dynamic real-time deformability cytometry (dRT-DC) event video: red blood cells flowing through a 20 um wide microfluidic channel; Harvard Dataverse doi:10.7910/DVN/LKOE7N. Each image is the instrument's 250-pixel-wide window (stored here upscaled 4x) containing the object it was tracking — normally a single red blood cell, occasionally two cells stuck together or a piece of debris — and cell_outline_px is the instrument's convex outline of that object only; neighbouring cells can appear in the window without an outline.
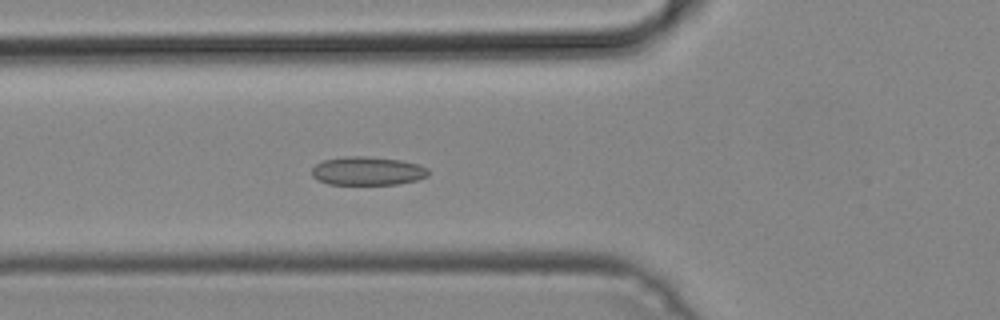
{"species": "common noctule bat (a hibernating species)", "species_latin": "Nyctalus noctula", "temperature_condition": "cold", "stored_images_in_passage": 51, "camera_frame_rate_fps": 3000, "um_per_image_px": 0.085, "animal": {"sex": "male", "body_mass_g": 19.2, "forearm_length_mm": 51.8}, "frame": {"image": 1, "passage_image": 19, "time_ms": 6.0, "image_size_px": [1000, 320], "cell_outline_px": [[428, 176], [416, 180], [396, 184], [328, 184], [312, 176], [312, 168], [316, 164], [324, 160], [344, 156], [368, 156], [400, 160], [420, 164], [428, 168]], "centroid_in_image_um": [31.25, 14.52], "position_along_channel_um": 94.5, "area_um2": 19.36}}
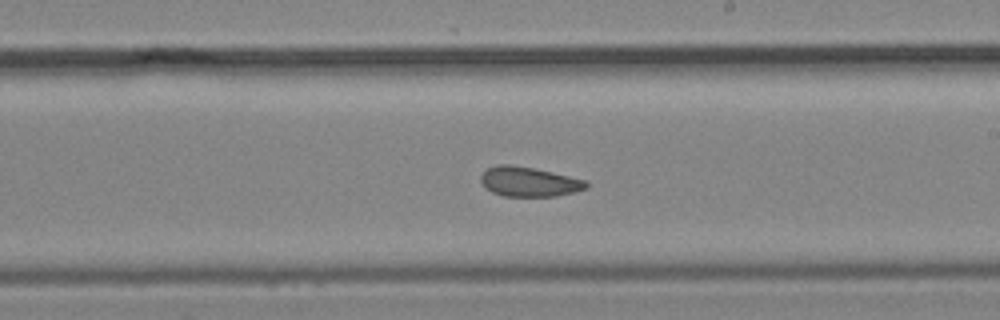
{"frame": {"image": 2, "passage_image": 30, "time_ms": 9.667, "image_size_px": [1000, 320], "cell_outline_px": [[588, 188], [576, 192], [556, 196], [504, 196], [492, 192], [480, 180], [480, 176], [488, 168], [496, 164], [512, 164], [552, 172], [584, 180], [588, 184]], "centroid_in_image_um": [44.97, 15.44], "position_along_channel_um": 244.0, "area_um2": 18.09}}
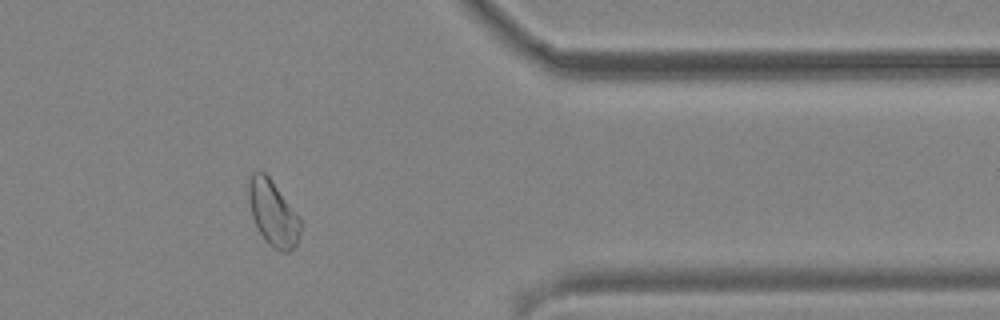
{"frame": {"image": 3, "passage_image": 42, "time_ms": 13.667, "image_size_px": [1000, 320], "cell_outline_px": [[300, 232], [296, 244], [288, 252], [280, 252], [272, 248], [268, 244], [260, 232], [252, 216], [248, 200], [248, 184], [252, 172], [264, 172], [268, 176], [300, 216]], "centroid_in_image_um": [23.2, 18.13], "position_along_channel_um": 388.2, "area_um2": 19.65}}